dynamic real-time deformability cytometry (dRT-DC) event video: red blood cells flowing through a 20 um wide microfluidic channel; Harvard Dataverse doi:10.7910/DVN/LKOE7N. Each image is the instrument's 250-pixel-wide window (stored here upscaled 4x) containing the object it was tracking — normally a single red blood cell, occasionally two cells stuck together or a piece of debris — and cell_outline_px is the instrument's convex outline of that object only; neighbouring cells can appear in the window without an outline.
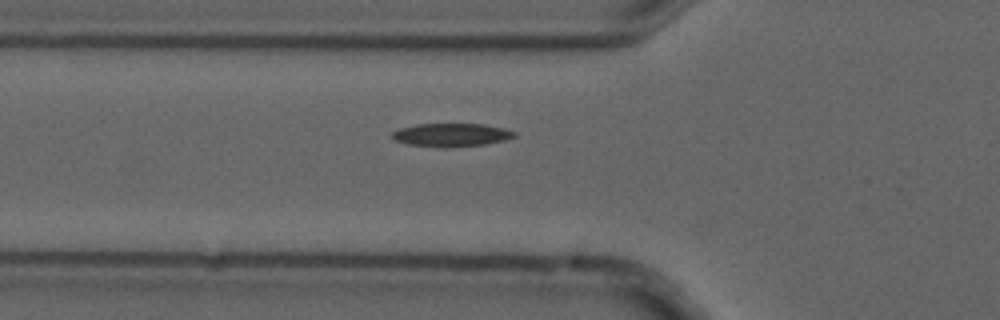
{"species": "common noctule bat (a hibernating species)", "species_latin": "Nyctalus noctula", "temperature_condition": "cold", "stored_images_in_passage": 5, "camera_frame_rate_fps": 3000, "um_per_image_px": 0.085, "animal": {"sex": "male", "forearm_length_mm": 52.5}, "frame": {"image": 1, "passage_image": 5, "time_ms": 1.333, "image_size_px": [1000, 320], "cell_outline_px": [[516, 136], [504, 140], [484, 144], [408, 144], [392, 140], [392, 132], [400, 128], [416, 124], [484, 124], [504, 128], [516, 132]], "centroid_in_image_um": [38.37, 11.4], "position_along_channel_um": 87.4, "area_um2": 15.49}}